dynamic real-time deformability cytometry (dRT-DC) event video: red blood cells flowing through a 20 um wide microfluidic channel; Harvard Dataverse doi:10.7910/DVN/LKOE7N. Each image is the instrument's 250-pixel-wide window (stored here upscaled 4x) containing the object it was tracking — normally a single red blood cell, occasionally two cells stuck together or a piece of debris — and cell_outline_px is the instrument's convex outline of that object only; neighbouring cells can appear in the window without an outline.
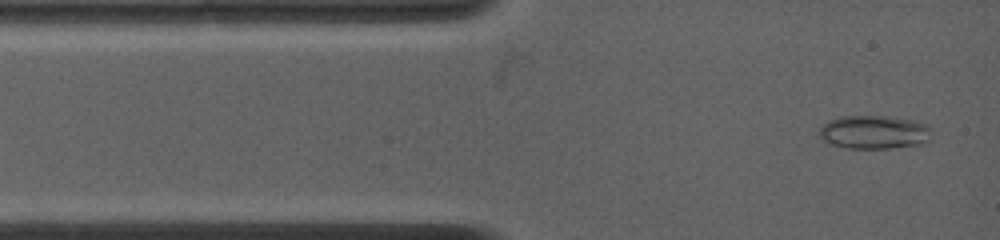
{"species": "common noctule bat (a hibernating species)", "species_latin": "Nyctalus noctula", "temperature_condition": "warm", "stored_images_in_passage": 59, "camera_frame_rate_fps": 4500, "um_per_image_px": 0.085, "animal": {"sex": "female", "body_mass_g": 19.0, "forearm_length_mm": 53.3}, "frame": {"image": 1, "passage_image": 4, "time_ms": 0.444, "image_size_px": [1000, 240], "cell_outline_px": [[928, 140], [924, 144], [888, 148], [848, 148], [832, 144], [824, 140], [820, 136], [820, 128], [824, 124], [832, 120], [844, 116], [880, 116], [916, 120], [928, 124]], "centroid_in_image_um": [74.32, 11.23], "position_along_channel_um": 10.7, "area_um2": 21.56}}
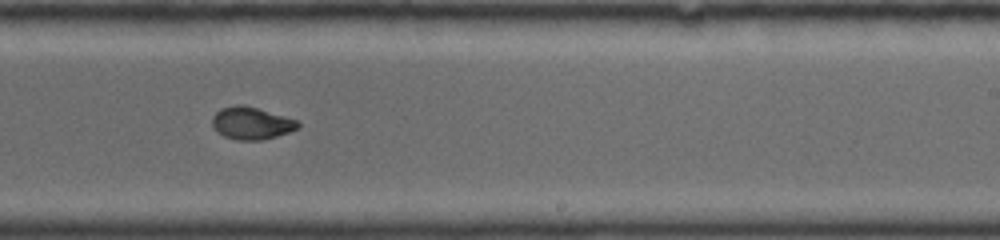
{"frame": {"image": 2, "passage_image": 22, "time_ms": 8.0, "image_size_px": [1000, 240], "cell_outline_px": [[300, 128], [276, 136], [260, 140], [236, 140], [224, 136], [212, 128], [212, 116], [220, 108], [236, 104], [240, 104], [256, 108], [296, 120], [300, 124]], "centroid_in_image_um": [21.32, 10.47], "position_along_channel_um": 267.7, "area_um2": 16.07}}
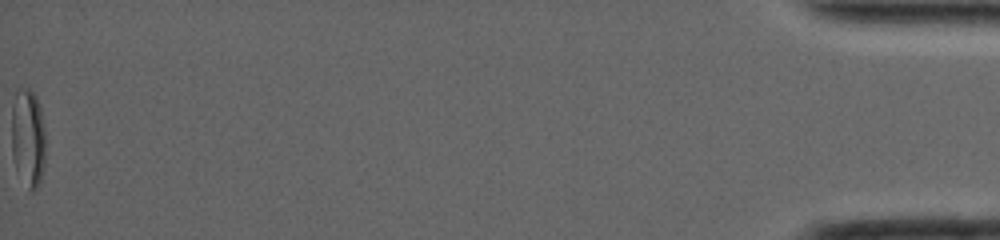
{"frame": {"image": 3, "passage_image": 59, "time_ms": 16.667, "image_size_px": [1000, 240], "cell_outline_px": [[44, 164], [40, 184], [32, 192], [28, 188], [16, 172], [12, 156], [12, 108], [16, 92], [20, 88], [28, 88], [36, 96], [40, 104], [44, 128]], "centroid_in_image_um": [2.37, 11.74], "position_along_channel_um": 432.8, "area_um2": 19.59}}